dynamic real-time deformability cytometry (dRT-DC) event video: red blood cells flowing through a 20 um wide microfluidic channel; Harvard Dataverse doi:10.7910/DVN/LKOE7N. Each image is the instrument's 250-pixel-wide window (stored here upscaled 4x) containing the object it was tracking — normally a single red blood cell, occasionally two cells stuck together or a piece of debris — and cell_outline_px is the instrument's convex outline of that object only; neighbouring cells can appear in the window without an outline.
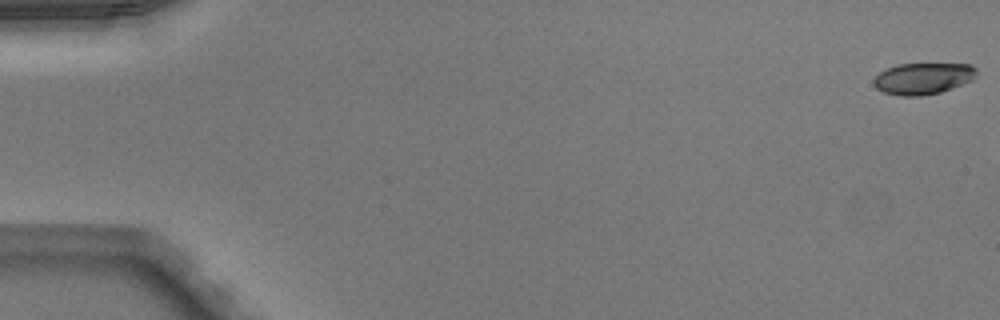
{"species": "Egyptian fruit bat (a non-hibernating species)", "species_latin": "Rousettus aegyptiacus", "temperature_condition": "warm", "stored_images_in_passage": 46, "camera_frame_rate_fps": 3000, "um_per_image_px": 0.085, "animal": {"sex": "male"}, "frame": {"image": 1, "passage_image": 1, "time_ms": 0.0, "image_size_px": [1000, 320], "cell_outline_px": [[976, 76], [972, 80], [940, 92], [920, 96], [900, 96], [884, 92], [876, 88], [872, 84], [872, 80], [884, 68], [896, 64], [972, 64], [976, 68]], "centroid_in_image_um": [78.41, 6.66], "position_along_channel_um": 6.6, "area_um2": 18.96}}
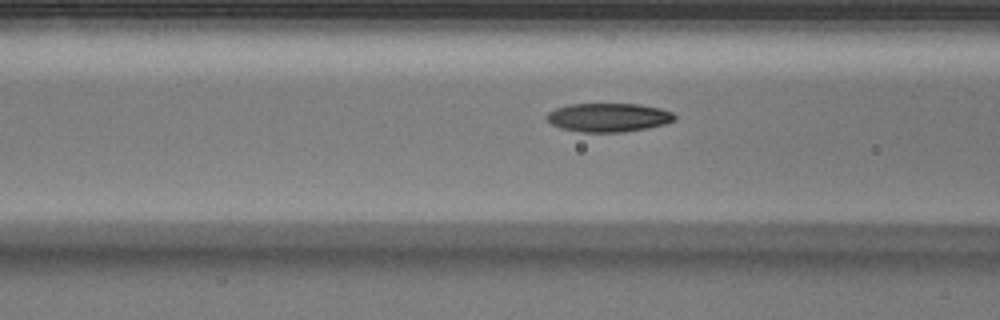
{"frame": {"image": 2, "passage_image": 21, "time_ms": 6.667, "image_size_px": [1000, 320], "cell_outline_px": [[676, 120], [664, 124], [624, 132], [580, 132], [560, 128], [552, 124], [544, 116], [548, 112], [556, 108], [568, 104], [640, 104], [660, 108], [672, 112], [676, 116]], "centroid_in_image_um": [51.7, 9.98], "position_along_channel_um": 114.9, "area_um2": 21.44}}
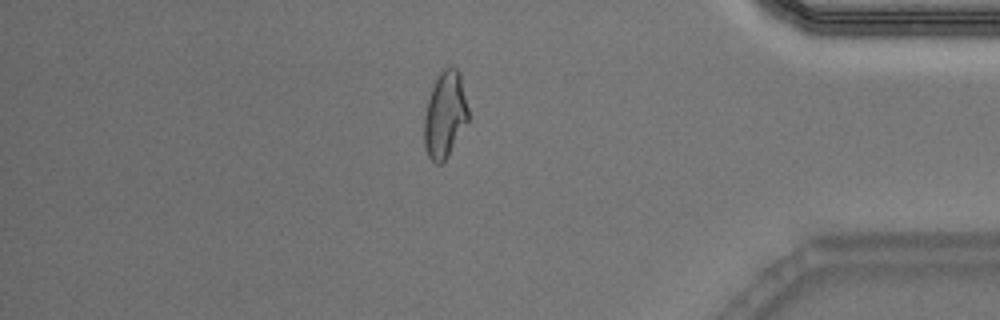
{"frame": {"image": 3, "passage_image": 44, "time_ms": 14.333, "image_size_px": [1000, 320], "cell_outline_px": [[468, 120], [448, 156], [440, 164], [436, 164], [428, 156], [424, 144], [424, 116], [428, 100], [432, 88], [440, 72], [444, 68], [452, 64], [460, 72], [468, 108]], "centroid_in_image_um": [37.82, 9.73], "position_along_channel_um": 397.4, "area_um2": 22.08}, "authors_computed_cell_mechanics": {"area_um2": 21.3571, "velocity_mm_per_s": 4.0531, "shape_relaxation_time_tau1_ms": 6.8884, "shape_relaxation_time_tau2_ms": 2.1647, "deformation_change_tau1": 0.2163, "deformation_change_tau2": 0.0767}}